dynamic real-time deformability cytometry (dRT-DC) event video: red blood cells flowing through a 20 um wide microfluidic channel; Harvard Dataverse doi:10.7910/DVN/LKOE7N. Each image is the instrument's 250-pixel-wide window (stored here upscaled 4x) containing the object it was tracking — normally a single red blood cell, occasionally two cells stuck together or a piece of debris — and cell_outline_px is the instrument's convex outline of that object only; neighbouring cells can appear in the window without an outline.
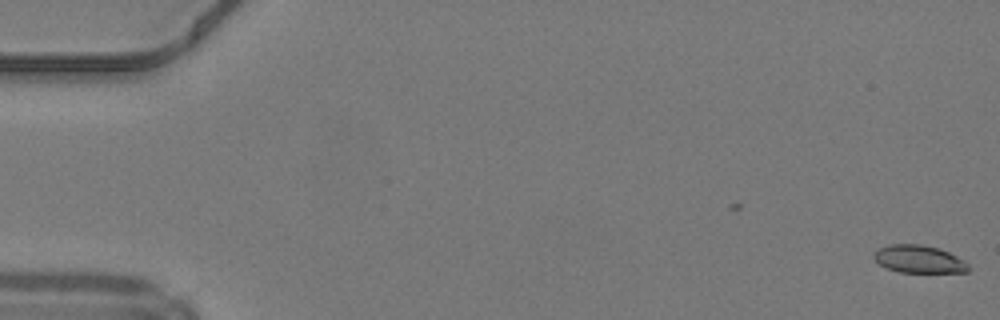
{"species": "common noctule bat (a hibernating species)", "species_latin": "Nyctalus noctula", "temperature_condition": "warm", "stored_images_in_passage": 3, "camera_frame_rate_fps": 3000, "um_per_image_px": 0.085, "animal": {"sex": "male", "body_mass_g": 19.2, "forearm_length_mm": 51.8}, "frame": {"image": 1, "passage_image": 3, "time_ms": 0.667, "image_size_px": [1000, 320], "cell_outline_px": [[972, 268], [968, 272], [900, 272], [888, 268], [880, 264], [872, 256], [880, 248], [888, 244], [920, 244], [940, 248], [964, 260]], "centroid_in_image_um": [78.15, 22.02], "position_along_channel_um": 6.8, "area_um2": 15.2}}